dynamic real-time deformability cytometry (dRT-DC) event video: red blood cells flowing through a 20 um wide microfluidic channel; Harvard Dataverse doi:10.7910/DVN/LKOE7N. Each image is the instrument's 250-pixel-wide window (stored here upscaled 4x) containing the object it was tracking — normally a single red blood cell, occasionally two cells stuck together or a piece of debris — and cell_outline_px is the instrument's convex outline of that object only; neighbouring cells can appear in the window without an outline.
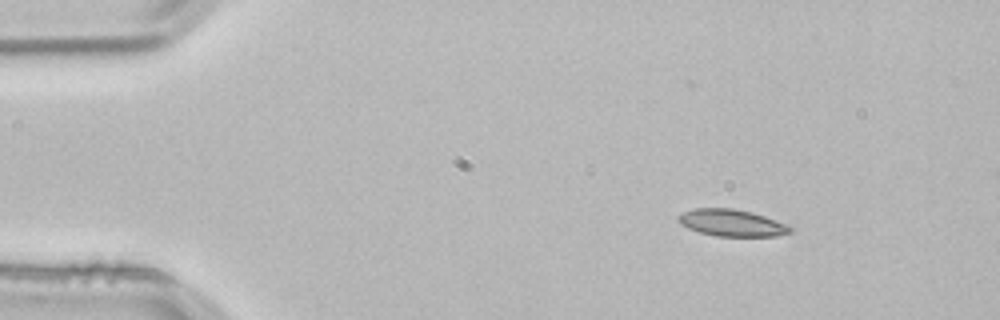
{"species": "common noctule bat (a hibernating species)", "species_latin": "Nyctalus noctula", "temperature_condition": "room temperature", "stored_images_in_passage": 3, "camera_frame_rate_fps": 3000, "um_per_image_px": 0.085, "animal": {"sex": "male", "body_mass_g": 21.5, "forearm_length_mm": 52.0}, "frame": {"image": 1, "passage_image": 1, "time_ms": 0.0, "image_size_px": [1000, 320], "cell_outline_px": [[792, 232], [776, 236], [716, 236], [700, 232], [688, 228], [680, 224], [676, 220], [676, 216], [692, 208], [732, 208], [752, 212], [776, 220], [792, 228]], "centroid_in_image_um": [62.15, 18.94], "position_along_channel_um": 22.9, "area_um2": 17.51}}